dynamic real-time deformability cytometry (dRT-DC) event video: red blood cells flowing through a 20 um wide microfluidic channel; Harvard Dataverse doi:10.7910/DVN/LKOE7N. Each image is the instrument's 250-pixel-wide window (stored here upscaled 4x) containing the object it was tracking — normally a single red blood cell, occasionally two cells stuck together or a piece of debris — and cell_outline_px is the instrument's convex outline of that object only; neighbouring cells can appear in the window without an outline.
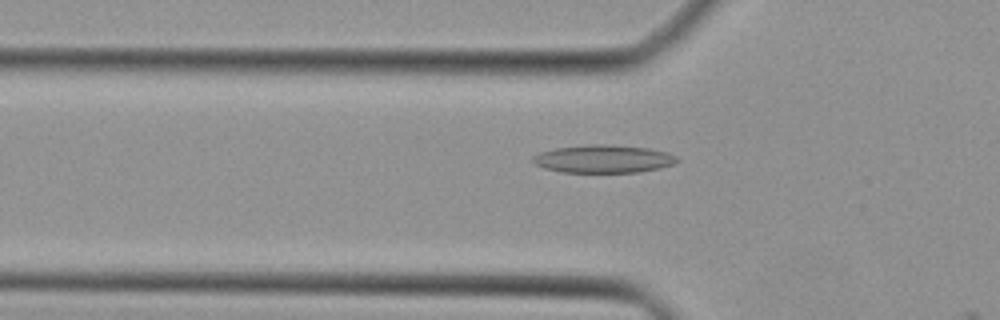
{"species": "Egyptian fruit bat (a non-hibernating species)", "species_latin": "Rousettus aegyptiacus", "temperature_condition": "cold", "stored_images_in_passage": 16, "camera_frame_rate_fps": 3000, "um_per_image_px": 0.085, "animal": {"sex": "female"}, "frame": {"image": 1, "passage_image": 15, "time_ms": 4.667, "image_size_px": [1000, 320], "cell_outline_px": [[680, 160], [676, 164], [660, 168], [640, 172], [560, 172], [544, 168], [536, 164], [532, 160], [532, 156], [540, 152], [556, 148], [588, 144], [608, 144], [648, 148], [668, 152], [676, 156]], "centroid_in_image_um": [51.32, 13.5], "position_along_channel_um": 74.5, "area_um2": 23.64}}